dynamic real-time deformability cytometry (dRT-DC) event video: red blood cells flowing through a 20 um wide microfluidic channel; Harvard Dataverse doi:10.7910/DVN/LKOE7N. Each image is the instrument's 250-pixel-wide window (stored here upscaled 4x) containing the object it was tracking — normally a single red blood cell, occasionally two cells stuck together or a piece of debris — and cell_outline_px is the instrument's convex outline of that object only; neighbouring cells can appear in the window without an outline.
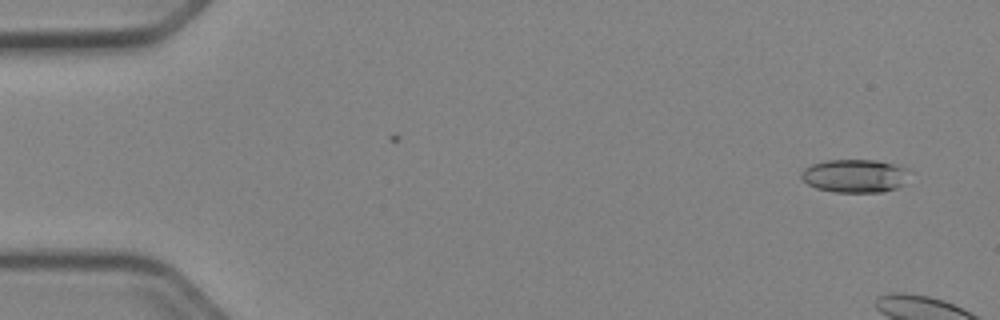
{"species": "Egyptian fruit bat (a non-hibernating species)", "species_latin": "Rousettus aegyptiacus", "temperature_condition": "cold", "stored_images_in_passage": 8, "camera_frame_rate_fps": 3000, "um_per_image_px": 0.085, "animal": {"sex": "female"}, "frame": {"image": 1, "passage_image": 3, "time_ms": 0.667, "image_size_px": [1000, 320], "cell_outline_px": [[908, 168], [904, 184], [896, 188], [884, 192], [832, 192], [816, 188], [808, 184], [800, 176], [804, 168], [812, 164], [828, 160], [876, 160]], "centroid_in_image_um": [72.64, 14.95], "position_along_channel_um": 12.4, "area_um2": 20.87}}